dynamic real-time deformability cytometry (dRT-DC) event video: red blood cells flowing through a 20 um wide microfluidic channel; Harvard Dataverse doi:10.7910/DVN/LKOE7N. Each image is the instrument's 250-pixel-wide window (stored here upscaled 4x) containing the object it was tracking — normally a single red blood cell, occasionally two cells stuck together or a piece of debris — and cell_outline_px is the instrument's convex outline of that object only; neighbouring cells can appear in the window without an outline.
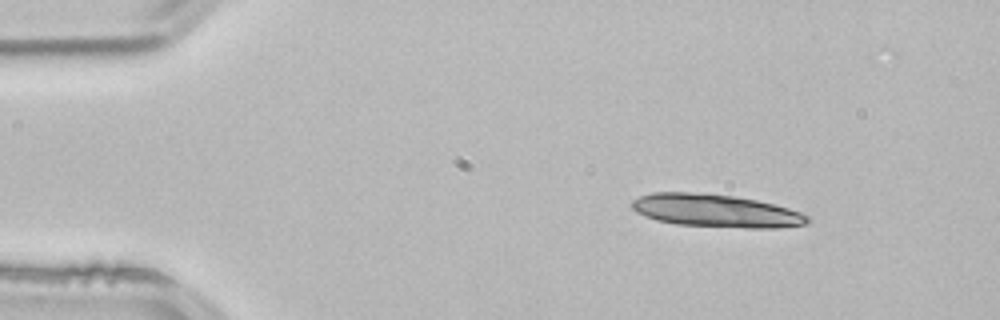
{"species": "common noctule bat (a hibernating species)", "species_latin": "Nyctalus noctula", "temperature_condition": "room temperature", "stored_images_in_passage": 3, "segment_of_instrument_passage": [1, 2], "camera_frame_rate_fps": 3000, "um_per_image_px": 0.085, "animal": {"sex": "male", "body_mass_g": 21.5, "forearm_length_mm": 52.0}, "frame": {"image": 1, "passage_image": 1, "time_ms": 0.0, "image_size_px": [1000, 320], "cell_outline_px": [[812, 220], [808, 224], [780, 228], [744, 228], [676, 224], [656, 220], [644, 216], [636, 212], [632, 208], [632, 200], [640, 196], [652, 192], [688, 192], [732, 196], [756, 200], [788, 208], [800, 212], [808, 216]], "centroid_in_image_um": [60.86, 17.93], "position_along_channel_um": 24.1, "area_um2": 33.64}}